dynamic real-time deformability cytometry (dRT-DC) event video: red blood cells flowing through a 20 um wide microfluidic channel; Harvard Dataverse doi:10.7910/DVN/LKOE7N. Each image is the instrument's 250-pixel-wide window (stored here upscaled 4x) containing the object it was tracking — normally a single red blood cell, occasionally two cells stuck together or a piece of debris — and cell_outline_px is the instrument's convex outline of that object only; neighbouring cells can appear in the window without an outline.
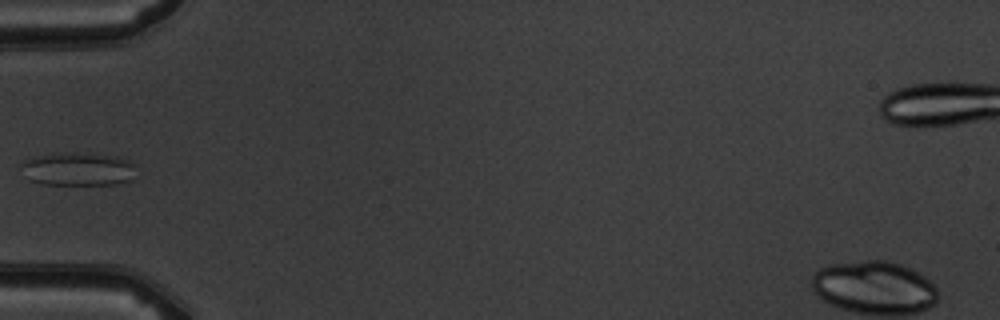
{"species": "common noctule bat (a hibernating species)", "species_latin": "Nyctalus noctula", "temperature_condition": "warm", "stored_images_in_passage": 5, "camera_frame_rate_fps": 3000, "um_per_image_px": 0.085, "animal": {"sex": "male", "body_mass_g": 19.5, "forearm_length_mm": 54.6}, "frame": {"image": 1, "passage_image": 5, "time_ms": 4.333, "image_size_px": [1000, 320], "cell_outline_px": [[132, 164], [128, 180], [116, 184], [44, 184], [28, 180], [24, 164], [24, 160], [36, 156], [72, 152], [120, 156], [128, 160]], "centroid_in_image_um": [6.61, 14.36], "position_along_channel_um": 78.4, "area_um2": 21.5}}